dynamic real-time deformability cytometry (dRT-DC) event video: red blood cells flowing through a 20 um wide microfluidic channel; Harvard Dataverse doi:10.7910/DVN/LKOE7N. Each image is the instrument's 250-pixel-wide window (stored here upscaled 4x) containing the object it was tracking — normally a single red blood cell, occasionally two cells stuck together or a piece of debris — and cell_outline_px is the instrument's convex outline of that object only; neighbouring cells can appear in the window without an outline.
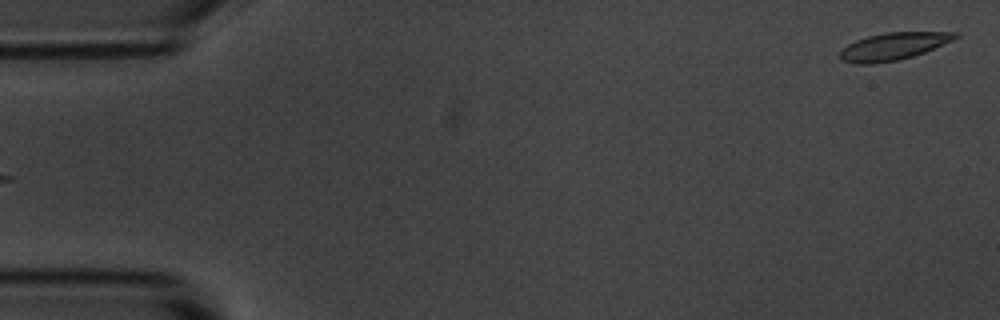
{"species": "common noctule bat (a hibernating species)", "species_latin": "Nyctalus noctula", "temperature_condition": "room temperature", "stored_images_in_passage": 54, "camera_frame_rate_fps": 3000, "um_per_image_px": 0.085, "animal": {"sex": "male", "body_mass_g": 20.1, "forearm_length_mm": 53.5}, "frame": {"image": 1, "passage_image": 1, "time_ms": 0.0, "image_size_px": [1000, 320], "cell_outline_px": [[960, 36], [952, 40], [924, 52], [912, 56], [896, 60], [872, 64], [856, 64], [840, 60], [840, 52], [848, 44], [856, 40], [868, 36], [884, 32], [956, 32]], "centroid_in_image_um": [75.9, 3.93], "position_along_channel_um": 9.1, "area_um2": 18.15}}
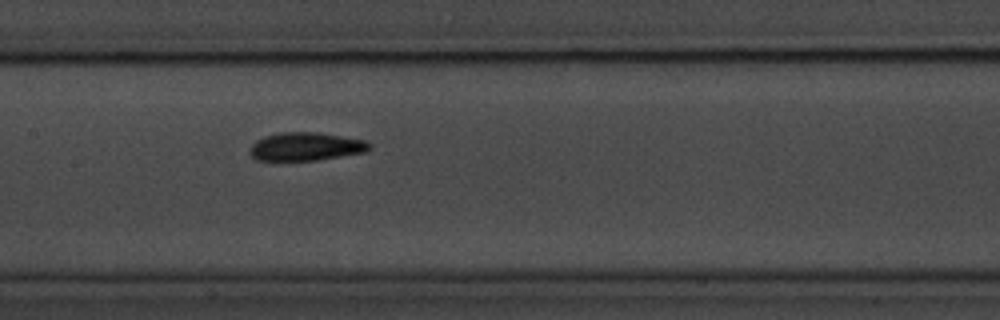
{"frame": {"image": 2, "passage_image": 26, "time_ms": 8.333, "image_size_px": [1000, 320], "cell_outline_px": [[372, 148], [368, 152], [316, 160], [256, 160], [252, 156], [252, 144], [256, 140], [264, 136], [280, 132], [316, 132], [364, 140], [372, 144]], "centroid_in_image_um": [26.05, 12.45], "position_along_channel_um": 181.4, "area_um2": 19.59}}
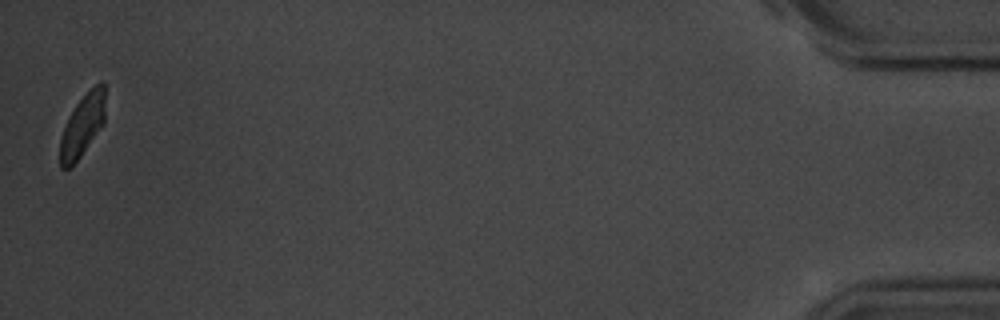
{"frame": {"image": 3, "passage_image": 54, "time_ms": 17.667, "image_size_px": [1000, 320], "cell_outline_px": [[104, 124], [72, 168], [60, 168], [60, 140], [64, 128], [76, 104], [100, 80], [104, 80]], "centroid_in_image_um": [7.02, 10.7], "position_along_channel_um": 428.2, "area_um2": 16.13}, "authors_computed_cell_mechanics": {"area_um2": 18.9584, "velocity_mm_per_s": 3.6431, "shape_relaxation_time_tau1_ms": 2.7469, "shape_relaxation_time_tau2_ms": 3.1357, "deformation_change_tau1": 0.1239, "deformation_change_tau2": 0.0503}}